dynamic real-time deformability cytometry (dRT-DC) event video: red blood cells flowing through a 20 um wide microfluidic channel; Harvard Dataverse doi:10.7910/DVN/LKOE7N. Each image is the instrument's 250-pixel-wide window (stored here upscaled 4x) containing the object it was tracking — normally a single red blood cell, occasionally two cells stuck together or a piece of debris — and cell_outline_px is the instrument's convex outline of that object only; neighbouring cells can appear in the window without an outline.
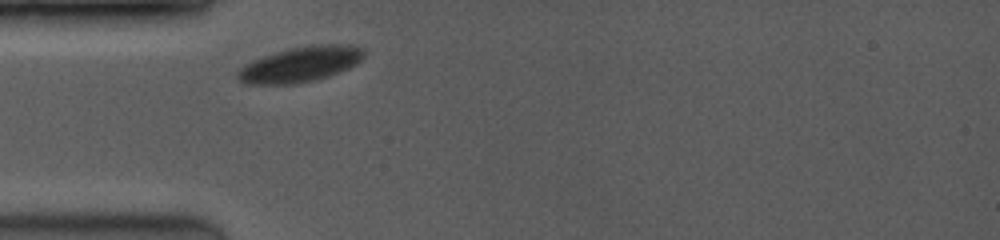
{"species": "common noctule bat (a hibernating species)", "species_latin": "Nyctalus noctula", "temperature_condition": "room temperature", "stored_images_in_passage": 1, "camera_frame_rate_fps": 3500, "um_per_image_px": 0.085, "animal": {"sex": "female", "body_mass_g": 19.0, "forearm_length_mm": 53.3}, "frame": {"image": 1, "passage_image": 1, "time_ms": 0.0, "image_size_px": [1000, 240], "cell_outline_px": [[364, 56], [356, 64], [348, 68], [312, 80], [296, 84], [244, 84], [236, 76], [236, 72], [244, 64], [252, 60], [288, 48], [316, 44], [348, 44], [364, 48]], "centroid_in_image_um": [25.5, 5.45], "position_along_channel_um": 59.5, "area_um2": 25.84}}